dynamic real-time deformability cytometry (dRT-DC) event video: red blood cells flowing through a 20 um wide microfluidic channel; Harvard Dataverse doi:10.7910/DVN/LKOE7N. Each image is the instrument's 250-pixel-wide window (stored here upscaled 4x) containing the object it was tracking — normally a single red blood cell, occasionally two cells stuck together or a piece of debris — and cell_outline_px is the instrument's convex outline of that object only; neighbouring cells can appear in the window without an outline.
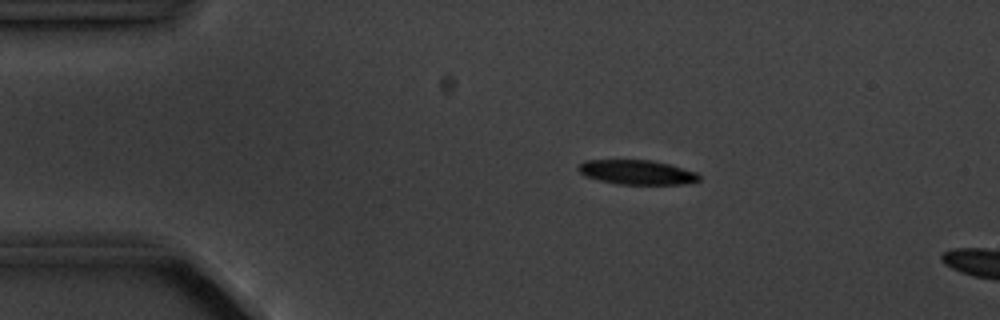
{"species": "common noctule bat (a hibernating species)", "species_latin": "Nyctalus noctula", "temperature_condition": "cold", "stored_images_in_passage": 3, "camera_frame_rate_fps": 3000, "um_per_image_px": 0.085, "animal": {"sex": "male", "body_mass_g": 20.1, "forearm_length_mm": 53.5}, "frame": {"image": 1, "passage_image": 2, "time_ms": 1.333, "image_size_px": [1000, 320], "cell_outline_px": [[700, 180], [684, 184], [616, 184], [600, 180], [588, 176], [580, 172], [576, 168], [584, 160], [652, 160], [668, 164], [696, 172], [700, 176]], "centroid_in_image_um": [54.14, 14.64], "position_along_channel_um": 30.9, "area_um2": 17.05}}